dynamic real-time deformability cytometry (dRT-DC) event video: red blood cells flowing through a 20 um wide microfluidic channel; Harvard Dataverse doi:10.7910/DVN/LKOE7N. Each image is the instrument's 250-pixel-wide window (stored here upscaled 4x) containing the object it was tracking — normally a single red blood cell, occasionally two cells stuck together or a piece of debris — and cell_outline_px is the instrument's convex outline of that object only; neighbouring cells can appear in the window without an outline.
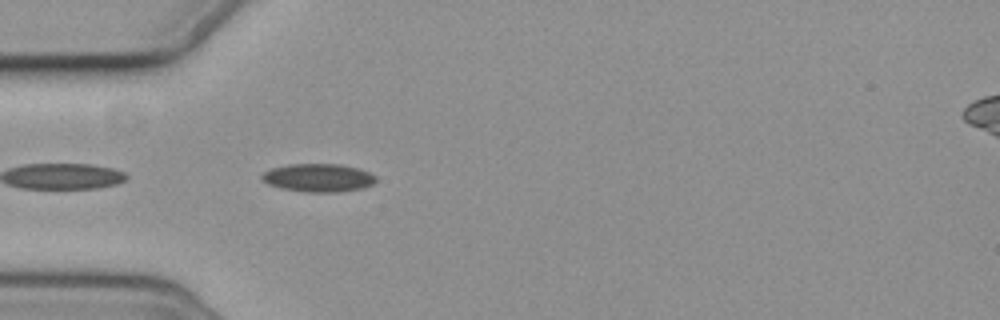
{"species": "common noctule bat (a hibernating species)", "species_latin": "Nyctalus noctula", "temperature_condition": "cold", "stored_images_in_passage": 9, "camera_frame_rate_fps": 3000, "um_per_image_px": 0.085, "animal": {"sex": "female", "body_mass_g": 19.3, "forearm_length_mm": 54.1}, "frame": {"image": 1, "passage_image": 2, "time_ms": 0.333, "image_size_px": [1000, 320], "cell_outline_px": [[376, 180], [372, 184], [364, 188], [336, 192], [304, 192], [280, 188], [268, 184], [260, 176], [264, 172], [272, 168], [288, 164], [340, 164], [360, 168], [376, 176]], "centroid_in_image_um": [27.07, 15.11], "position_along_channel_um": 57.9, "area_um2": 18.79}}